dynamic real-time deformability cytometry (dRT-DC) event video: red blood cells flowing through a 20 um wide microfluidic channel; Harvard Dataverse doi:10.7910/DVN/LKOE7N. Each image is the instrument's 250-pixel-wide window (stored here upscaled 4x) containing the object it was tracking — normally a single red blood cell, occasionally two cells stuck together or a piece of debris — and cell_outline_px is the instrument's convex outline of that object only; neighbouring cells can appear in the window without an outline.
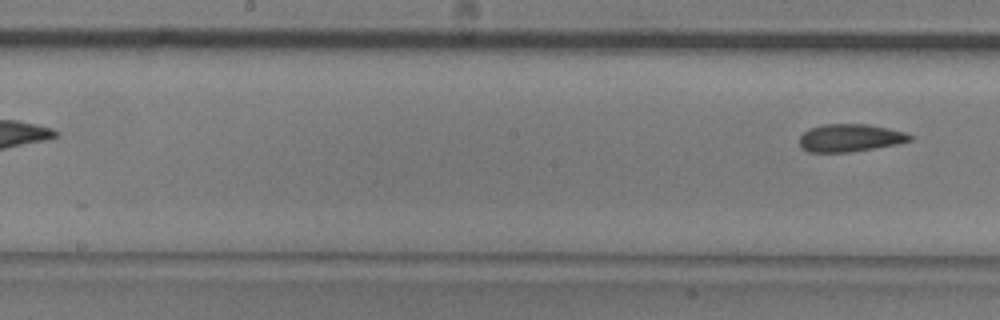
{"species": "common noctule bat (a hibernating species)", "species_latin": "Nyctalus noctula", "temperature_condition": "room temperature", "stored_images_in_passage": 5, "segment_of_instrument_passage": [2, 2], "camera_frame_rate_fps": 3000, "um_per_image_px": 0.085, "animal": {"sex": "male", "body_mass_g": 20.5, "forearm_length_mm": 52.5}, "frame": {"image": 1, "passage_image": 5, "time_ms": 4.667, "image_size_px": [1000, 320], "cell_outline_px": [[912, 140], [896, 144], [848, 152], [808, 152], [800, 148], [800, 136], [804, 132], [812, 128], [824, 124], [868, 124], [908, 132], [912, 136]], "centroid_in_image_um": [72.26, 11.71], "position_along_channel_um": 175.9, "area_um2": 17.74}}